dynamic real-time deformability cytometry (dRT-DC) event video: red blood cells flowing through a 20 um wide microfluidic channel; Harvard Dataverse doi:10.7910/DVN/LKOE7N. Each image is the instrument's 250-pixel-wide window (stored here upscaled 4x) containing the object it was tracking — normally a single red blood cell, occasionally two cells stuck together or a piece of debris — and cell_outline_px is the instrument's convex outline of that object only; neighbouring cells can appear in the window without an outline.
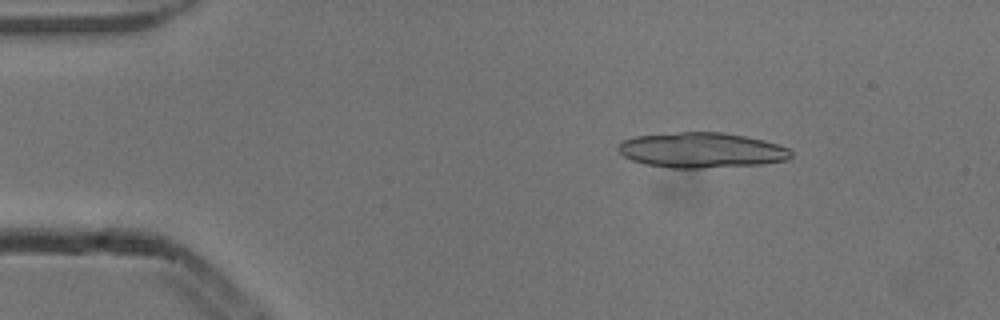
{"species": "common noctule bat (a hibernating species)", "species_latin": "Nyctalus noctula", "temperature_condition": "cold", "stored_images_in_passage": 3, "camera_frame_rate_fps": 3000, "um_per_image_px": 0.085, "animal": {"sex": "male", "body_mass_g": 13.3}, "frame": {"image": 1, "passage_image": 1, "time_ms": 0.0, "image_size_px": [1000, 320], "cell_outline_px": [[792, 156], [788, 160], [764, 164], [700, 168], [668, 168], [644, 164], [632, 160], [624, 156], [616, 148], [624, 140], [636, 136], [680, 132], [720, 132], [744, 136], [764, 140], [788, 148], [792, 152]], "centroid_in_image_um": [59.64, 12.77], "position_along_channel_um": 25.4, "area_um2": 35.49}}